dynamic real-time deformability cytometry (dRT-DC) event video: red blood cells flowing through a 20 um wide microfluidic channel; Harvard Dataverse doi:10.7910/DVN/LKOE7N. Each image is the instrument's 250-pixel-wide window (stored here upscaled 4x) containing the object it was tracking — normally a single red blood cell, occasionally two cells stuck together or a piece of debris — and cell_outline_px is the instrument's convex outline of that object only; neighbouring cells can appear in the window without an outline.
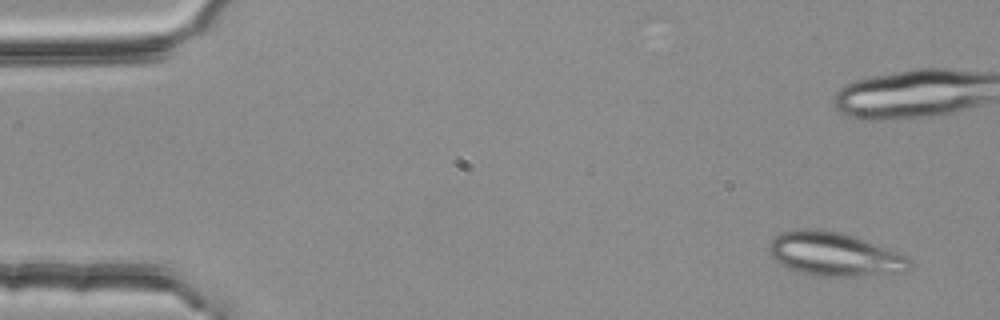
{"species": "common noctule bat (a hibernating species)", "species_latin": "Nyctalus noctula", "temperature_condition": "room temperature", "stored_images_in_passage": 6, "segment_of_instrument_passage": [1, 2], "camera_frame_rate_fps": 3000, "um_per_image_px": 0.085, "animal": {"sex": "female", "body_mass_g": 25.1}, "frame": {"image": 1, "passage_image": 1, "time_ms": 0.0, "image_size_px": [1000, 320], "cell_outline_px": [[908, 260], [904, 272], [856, 276], [812, 276], [800, 272], [780, 264], [772, 260], [768, 252], [768, 244], [780, 232], [804, 228], [808, 228], [840, 232], [856, 236], [908, 256]], "centroid_in_image_um": [70.85, 21.6], "position_along_channel_um": 14.2, "area_um2": 35.72}}